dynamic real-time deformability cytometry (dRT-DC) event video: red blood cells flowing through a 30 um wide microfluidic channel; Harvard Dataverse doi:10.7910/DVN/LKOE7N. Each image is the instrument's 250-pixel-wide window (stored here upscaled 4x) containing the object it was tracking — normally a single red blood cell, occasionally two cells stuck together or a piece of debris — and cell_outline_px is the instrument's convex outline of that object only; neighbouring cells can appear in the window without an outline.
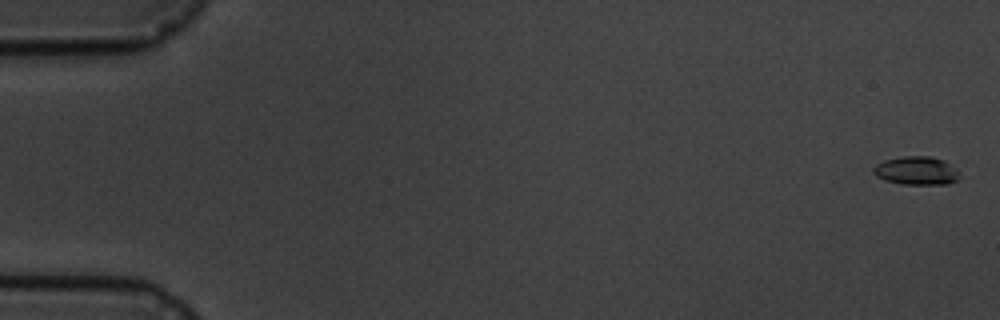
{"species": "common noctule bat (a hibernating species)", "species_latin": "Nyctalus noctula", "temperature_condition": "cold", "stored_images_in_passage": 8, "camera_frame_rate_fps": 3000, "um_per_image_px": 0.085, "animal": {"sex": "male", "body_mass_g": 19.5, "forearm_length_mm": 54.6}, "frame": {"image": 1, "passage_image": 1, "time_ms": 0.0, "image_size_px": [1000, 320], "cell_outline_px": [[960, 180], [948, 184], [900, 184], [884, 180], [876, 176], [872, 172], [872, 168], [876, 164], [884, 160], [904, 156], [928, 156], [944, 160], [960, 176]], "centroid_in_image_um": [77.85, 14.52], "position_along_channel_um": 7.1, "area_um2": 14.22}}
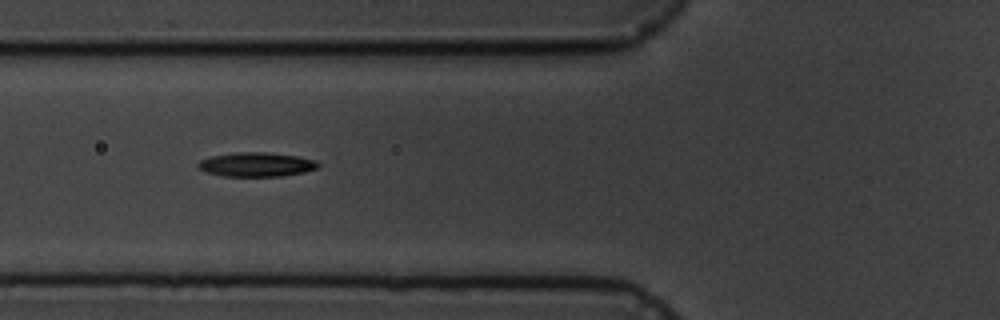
{"frame": {"image": 2, "passage_image": 7, "time_ms": 7.0, "image_size_px": [1000, 320], "cell_outline_px": [[320, 168], [304, 172], [280, 176], [224, 176], [208, 172], [200, 168], [196, 164], [200, 160], [212, 156], [236, 152], [264, 152], [296, 156], [316, 160], [320, 164]], "centroid_in_image_um": [21.83, 13.98], "position_along_channel_um": 104.0, "area_um2": 16.82}}
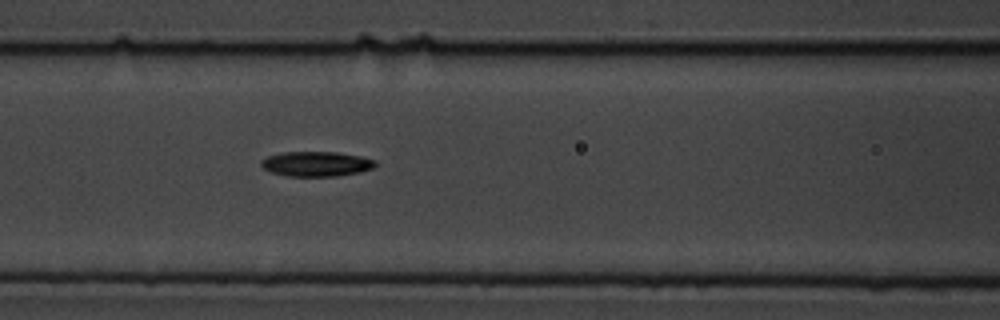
{"frame": {"image": 3, "passage_image": 8, "time_ms": 8.0, "image_size_px": [1000, 320], "cell_outline_px": [[376, 164], [372, 168], [360, 172], [336, 176], [288, 176], [272, 172], [264, 168], [260, 164], [260, 160], [268, 156], [280, 152], [336, 152], [360, 156], [376, 160]], "centroid_in_image_um": [26.87, 13.92], "position_along_channel_um": 139.7, "area_um2": 16.53}}